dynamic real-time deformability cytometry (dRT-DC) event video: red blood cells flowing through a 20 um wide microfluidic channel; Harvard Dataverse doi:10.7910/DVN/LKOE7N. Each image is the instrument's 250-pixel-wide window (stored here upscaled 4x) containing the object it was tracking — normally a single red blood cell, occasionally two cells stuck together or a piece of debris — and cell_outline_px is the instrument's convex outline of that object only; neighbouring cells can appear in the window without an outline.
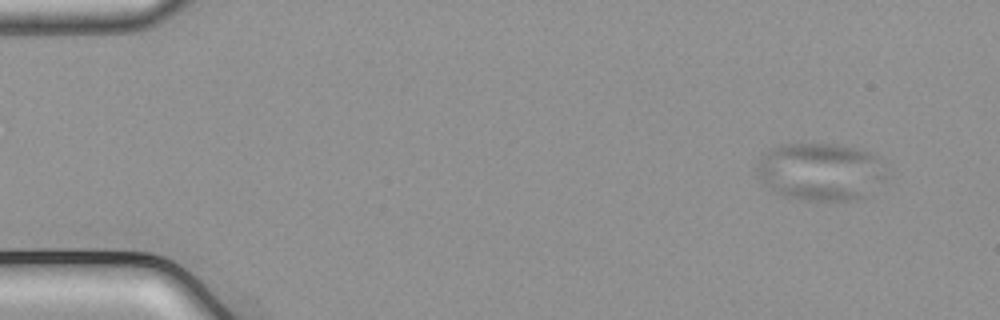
{"species": "common noctule bat (a hibernating species)", "species_latin": "Nyctalus noctula", "temperature_condition": "cold", "stored_images_in_passage": 51, "camera_frame_rate_fps": 3000, "um_per_image_px": 0.085, "animal": {"sex": "male", "body_mass_g": 21.5, "forearm_length_mm": 52.0}, "frame": {"image": 1, "passage_image": 1, "time_ms": 0.0, "image_size_px": [1000, 320], "cell_outline_px": [[888, 176], [884, 180], [860, 200], [800, 200], [780, 196], [756, 176], [756, 164], [764, 152], [768, 148], [780, 144], [836, 144], [856, 148], [872, 152], [880, 156], [888, 172]], "centroid_in_image_um": [69.76, 14.58], "position_along_channel_um": 15.2, "area_um2": 44.45}}
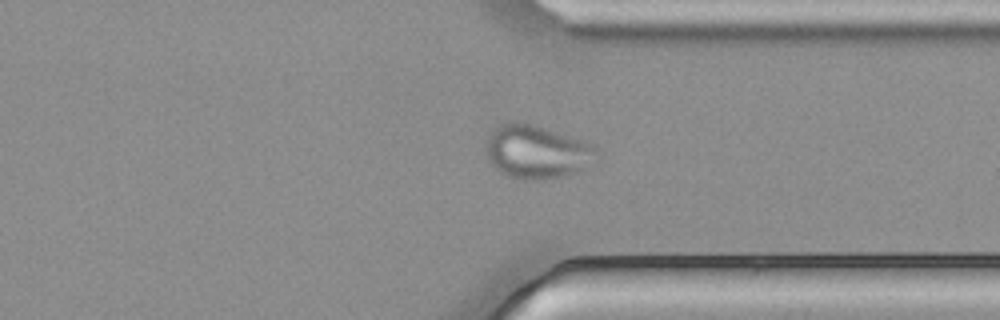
{"frame": {"image": 2, "passage_image": 38, "time_ms": 12.333, "image_size_px": [1000, 320], "cell_outline_px": [[600, 152], [584, 168], [576, 172], [564, 176], [544, 180], [524, 180], [508, 176], [500, 172], [492, 164], [484, 148], [488, 132], [500, 124], [508, 120], [516, 120], [532, 124], [592, 144], [600, 148]], "centroid_in_image_um": [45.57, 12.89], "position_along_channel_um": 365.8, "area_um2": 34.74}}
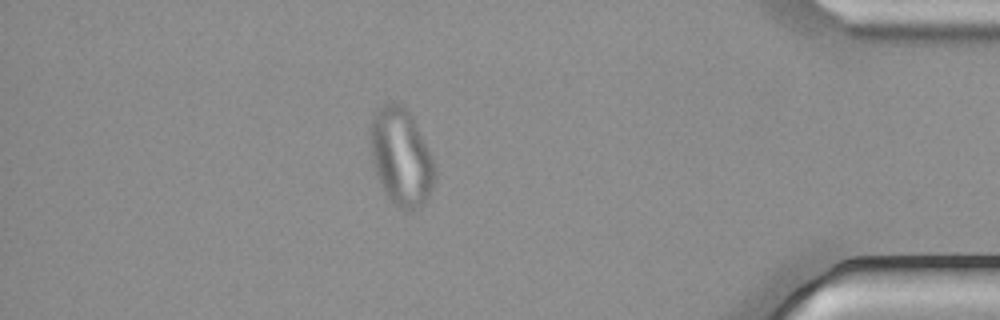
{"frame": {"image": 3, "passage_image": 44, "time_ms": 14.333, "image_size_px": [1000, 320], "cell_outline_px": [[436, 180], [428, 200], [424, 204], [408, 212], [392, 204], [388, 200], [384, 192], [376, 172], [372, 160], [372, 116], [376, 108], [392, 100], [408, 108], [432, 156], [436, 172]], "centroid_in_image_um": [34.13, 13.36], "position_along_channel_um": 401.1, "area_um2": 36.82}}